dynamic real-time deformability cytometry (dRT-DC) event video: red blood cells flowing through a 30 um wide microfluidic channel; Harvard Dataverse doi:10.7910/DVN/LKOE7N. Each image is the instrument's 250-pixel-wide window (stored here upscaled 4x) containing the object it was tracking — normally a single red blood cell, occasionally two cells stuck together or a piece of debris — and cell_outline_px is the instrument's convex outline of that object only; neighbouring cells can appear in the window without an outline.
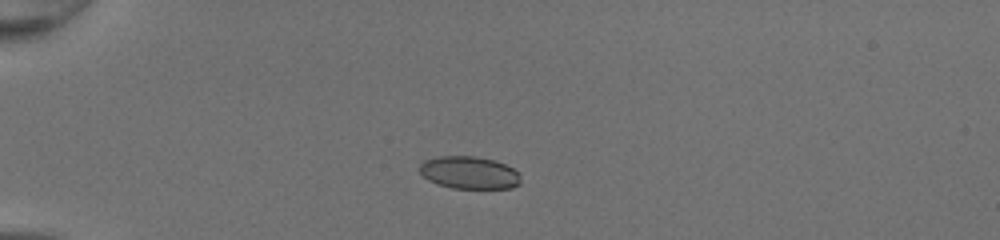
{"species": "common noctule bat (a hibernating species)", "species_latin": "Nyctalus noctula", "temperature_condition": "room temperature", "stored_images_in_passage": 37, "camera_frame_rate_fps": 3000, "um_per_image_px": 0.085, "animal": {"sex": "female", "body_mass_g": 20.0, "forearm_length_mm": 54.0}, "frame": {"image": 1, "passage_image": 1, "time_ms": 0.0, "image_size_px": [1000, 240], "cell_outline_px": [[520, 184], [512, 188], [452, 188], [436, 184], [428, 180], [420, 172], [420, 164], [424, 160], [436, 156], [476, 156], [492, 160], [504, 164], [520, 172]], "centroid_in_image_um": [39.88, 14.67], "position_along_channel_um": 45.1, "area_um2": 19.25}}
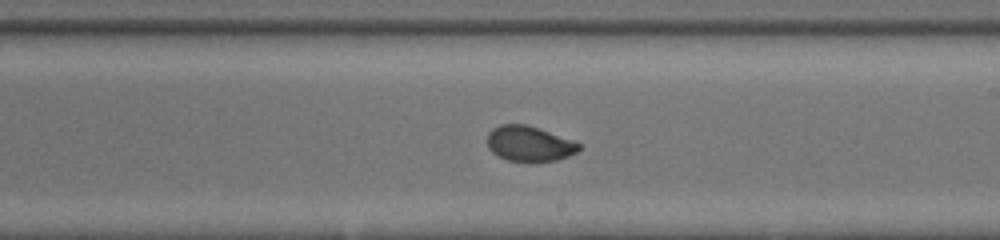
{"frame": {"image": 2, "passage_image": 18, "time_ms": 5.667, "image_size_px": [1000, 240], "cell_outline_px": [[580, 148], [576, 152], [568, 156], [556, 160], [532, 164], [508, 160], [492, 152], [488, 148], [488, 132], [492, 128], [500, 124], [524, 124], [572, 140], [580, 144]], "centroid_in_image_um": [44.96, 12.25], "position_along_channel_um": 244.0, "area_um2": 18.96}}
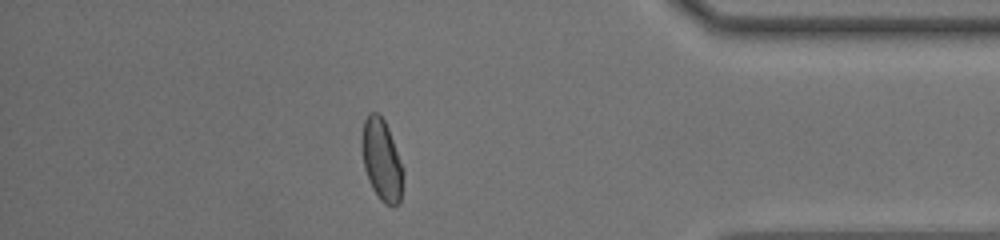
{"frame": {"image": 3, "passage_image": 31, "time_ms": 10.0, "image_size_px": [1000, 240], "cell_outline_px": [[404, 172], [400, 204], [392, 208], [384, 204], [380, 200], [372, 188], [368, 180], [364, 168], [360, 144], [360, 136], [364, 120], [368, 112], [376, 112], [384, 120], [388, 128], [404, 168]], "centroid_in_image_um": [32.43, 13.62], "position_along_channel_um": 402.8, "area_um2": 20.23}, "authors_computed_cell_mechanics": {"area_um2": 19.4786, "velocity_mm_per_s": 4.2619, "shape_relaxation_time_tau1_ms": 5.154, "shape_relaxation_time_tau2_ms": 0.6985, "deformation_change_tau1": 0.1761, "deformation_change_tau2": 0.0433}}